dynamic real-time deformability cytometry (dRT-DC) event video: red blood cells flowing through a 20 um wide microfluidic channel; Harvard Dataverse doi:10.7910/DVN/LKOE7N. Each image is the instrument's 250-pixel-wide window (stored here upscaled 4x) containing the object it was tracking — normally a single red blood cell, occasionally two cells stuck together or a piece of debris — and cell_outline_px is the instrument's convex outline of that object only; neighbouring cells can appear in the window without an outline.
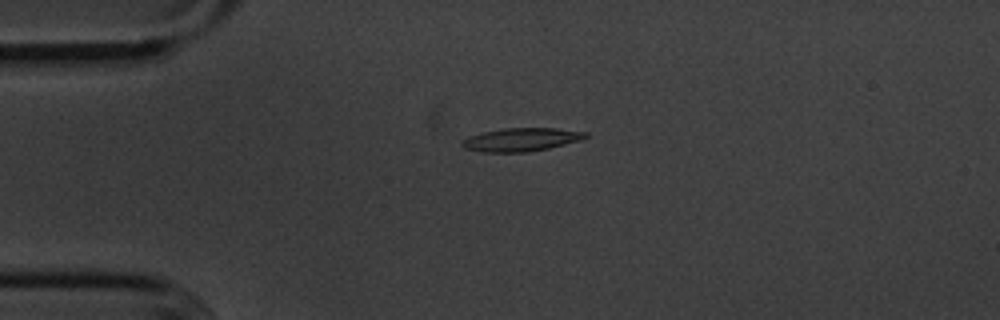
{"species": "common noctule bat (a hibernating species)", "species_latin": "Nyctalus noctula", "temperature_condition": "cold", "stored_images_in_passage": 6, "camera_frame_rate_fps": 3000, "um_per_image_px": 0.085, "animal": {"sex": "male", "body_mass_g": 20.1, "forearm_length_mm": 53.5}, "frame": {"image": 1, "passage_image": 6, "time_ms": 6.667, "image_size_px": [1000, 320], "cell_outline_px": [[588, 136], [580, 140], [548, 148], [528, 152], [484, 152], [464, 148], [460, 144], [460, 140], [484, 132], [504, 128], [556, 128], [588, 132]], "centroid_in_image_um": [44.3, 11.86], "position_along_channel_um": 40.7, "area_um2": 16.65}}